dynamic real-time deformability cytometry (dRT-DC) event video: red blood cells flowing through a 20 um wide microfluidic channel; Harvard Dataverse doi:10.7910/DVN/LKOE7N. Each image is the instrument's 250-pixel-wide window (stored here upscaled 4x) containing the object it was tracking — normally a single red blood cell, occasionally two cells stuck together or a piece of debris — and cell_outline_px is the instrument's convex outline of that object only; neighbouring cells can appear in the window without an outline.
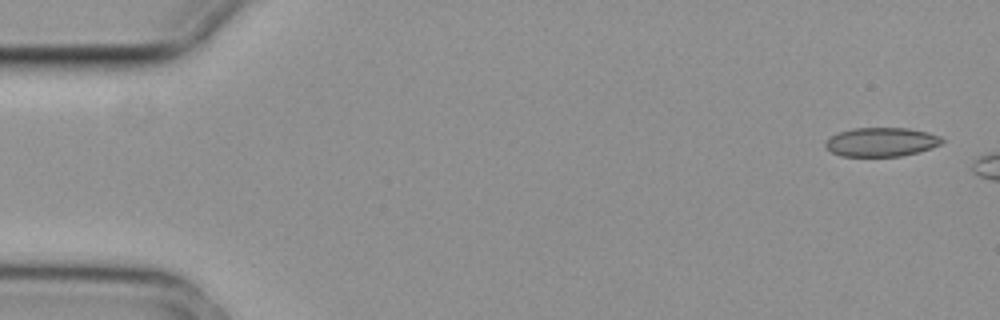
{"species": "common noctule bat (a hibernating species)", "species_latin": "Nyctalus noctula", "temperature_condition": "cold", "stored_images_in_passage": 3, "camera_frame_rate_fps": 3000, "um_per_image_px": 0.085, "animal": {"sex": "female", "body_mass_g": 29.2, "forearm_length_mm": 56.3}, "frame": {"image": 1, "passage_image": 1, "time_ms": 0.0, "image_size_px": [1000, 320], "cell_outline_px": [[944, 140], [940, 144], [932, 148], [920, 152], [900, 156], [840, 156], [832, 152], [824, 144], [832, 136], [840, 132], [852, 128], [908, 128], [928, 132], [940, 136]], "centroid_in_image_um": [74.95, 12.07], "position_along_channel_um": 10.0, "area_um2": 19.59}}